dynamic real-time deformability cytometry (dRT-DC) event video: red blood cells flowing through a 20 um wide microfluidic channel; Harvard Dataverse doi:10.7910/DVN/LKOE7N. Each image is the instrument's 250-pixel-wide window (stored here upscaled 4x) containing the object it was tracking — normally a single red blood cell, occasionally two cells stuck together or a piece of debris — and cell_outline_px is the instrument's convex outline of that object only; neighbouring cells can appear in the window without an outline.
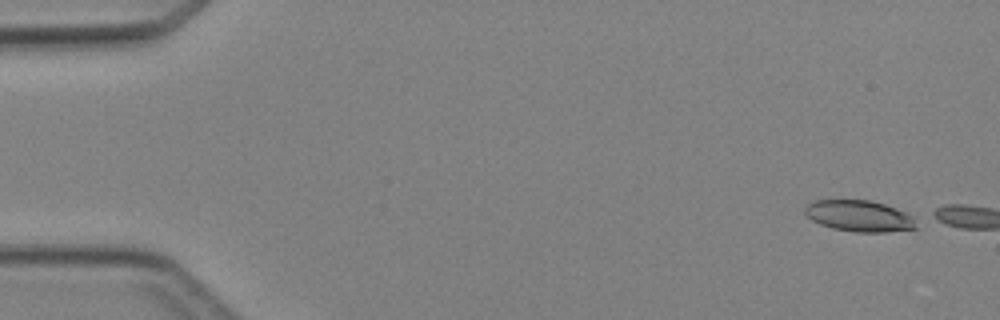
{"species": "Egyptian fruit bat (a non-hibernating species)", "species_latin": "Rousettus aegyptiacus", "temperature_condition": "cold", "stored_images_in_passage": 2, "camera_frame_rate_fps": 3000, "um_per_image_px": 0.085, "animal": {"sex": "female"}, "frame": {"image": 1, "passage_image": 1, "time_ms": 0.0, "image_size_px": [1000, 320], "cell_outline_px": [[916, 228], [888, 232], [856, 232], [832, 228], [820, 224], [812, 220], [804, 212], [804, 208], [808, 204], [816, 200], [868, 200], [884, 204], [896, 208], [912, 216]], "centroid_in_image_um": [73.01, 18.36], "position_along_channel_um": 12.0, "area_um2": 20.06}}